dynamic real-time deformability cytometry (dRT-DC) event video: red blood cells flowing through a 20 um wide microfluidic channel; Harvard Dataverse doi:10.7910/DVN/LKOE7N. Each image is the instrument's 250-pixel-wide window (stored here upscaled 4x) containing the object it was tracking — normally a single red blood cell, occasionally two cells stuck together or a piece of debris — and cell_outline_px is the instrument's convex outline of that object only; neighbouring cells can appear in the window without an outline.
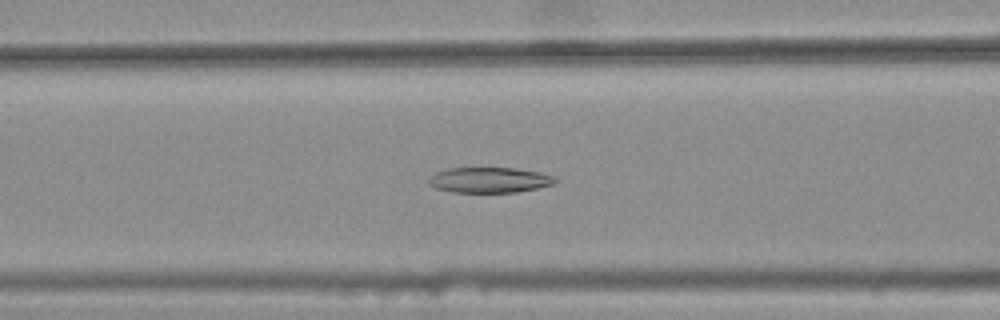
{"species": "common noctule bat (a hibernating species)", "species_latin": "Nyctalus noctula", "temperature_condition": "warm", "stored_images_in_passage": 43, "camera_frame_rate_fps": 3000, "um_per_image_px": 0.085, "animal": {"sex": "female", "body_mass_g": 25.1}, "frame": {"image": 1, "passage_image": 20, "time_ms": 6.333, "image_size_px": [1000, 320], "cell_outline_px": [[556, 184], [516, 192], [452, 192], [436, 188], [428, 184], [428, 180], [436, 172], [448, 168], [512, 168], [540, 172], [556, 176]], "centroid_in_image_um": [41.62, 15.3], "position_along_channel_um": 125.0, "area_um2": 18.73}}
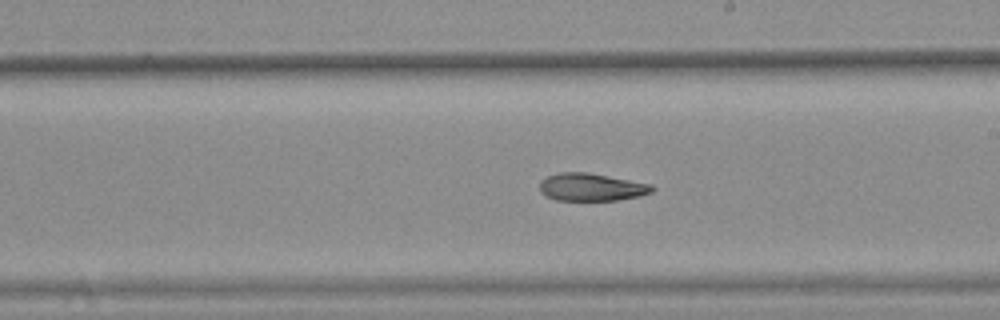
{"frame": {"image": 2, "passage_image": 29, "time_ms": 9.333, "image_size_px": [1000, 320], "cell_outline_px": [[656, 188], [652, 192], [640, 196], [616, 200], [556, 200], [544, 196], [540, 192], [540, 180], [548, 176], [560, 172], [588, 172], [652, 184]], "centroid_in_image_um": [50.27, 15.9], "position_along_channel_um": 238.7, "area_um2": 18.26}}
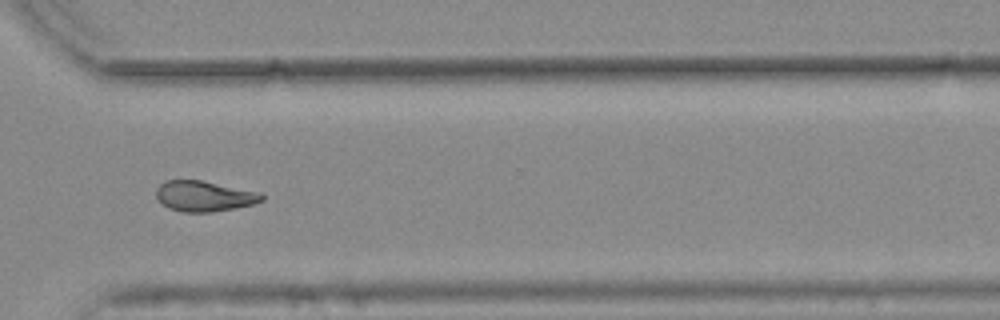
{"frame": {"image": 3, "passage_image": 38, "time_ms": 12.333, "image_size_px": [1000, 320], "cell_outline_px": [[264, 200], [252, 204], [236, 208], [212, 212], [180, 212], [168, 208], [156, 196], [156, 188], [160, 184], [168, 180], [200, 180], [264, 192]], "centroid_in_image_um": [17.4, 16.67], "position_along_channel_um": 353.2, "area_um2": 18.96}, "authors_computed_cell_mechanics": {"area_um2": 19.652, "velocity_mm_per_s": 3.8055, "shape_relaxation_time_tau1_ms": null, "shape_relaxation_time_tau2_ms": 8.5535, "deformation_change_tau1": null, "deformation_change_tau2": 0.1755}}